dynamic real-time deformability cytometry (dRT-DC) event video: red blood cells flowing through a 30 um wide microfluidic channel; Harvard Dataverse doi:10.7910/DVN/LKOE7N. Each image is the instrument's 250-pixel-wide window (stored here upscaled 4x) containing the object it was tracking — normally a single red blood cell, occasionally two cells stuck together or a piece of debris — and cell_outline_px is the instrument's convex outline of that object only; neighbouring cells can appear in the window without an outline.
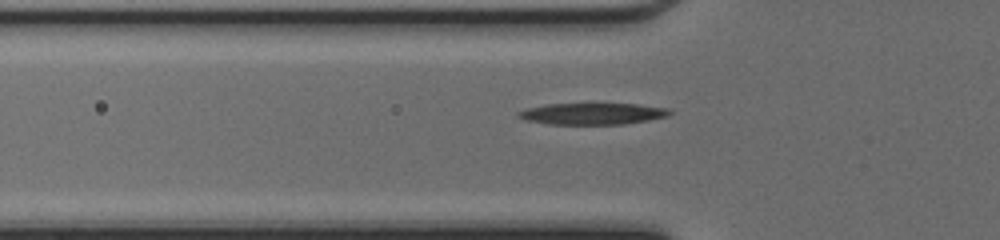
{"species": "common noctule bat (a hibernating species)", "species_latin": "Nyctalus noctula", "temperature_condition": "cold", "stored_images_in_passage": 31, "segment_of_instrument_passage": [1, 2], "camera_frame_rate_fps": 3000, "um_per_image_px": 0.085, "animal": {"sex": "female", "body_mass_g": 17.0, "forearm_length_mm": 48.0}, "frame": {"image": 1, "passage_image": 4, "time_ms": 1.0, "image_size_px": [1000, 240], "cell_outline_px": [[672, 112], [668, 116], [648, 120], [624, 124], [548, 124], [528, 120], [516, 116], [516, 112], [528, 108], [544, 104], [636, 104], [668, 108]], "centroid_in_image_um": [50.35, 9.66], "position_along_channel_um": 75.4, "area_um2": 18.84}}
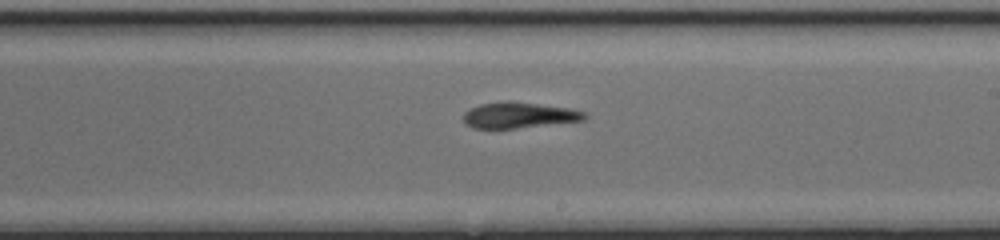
{"frame": {"image": 2, "passage_image": 16, "time_ms": 5.0, "image_size_px": [1000, 240], "cell_outline_px": [[588, 116], [584, 120], [516, 128], [472, 128], [464, 124], [464, 112], [480, 104], [536, 104], [568, 108], [584, 112]], "centroid_in_image_um": [44.11, 9.84], "position_along_channel_um": 244.9, "area_um2": 17.22}}
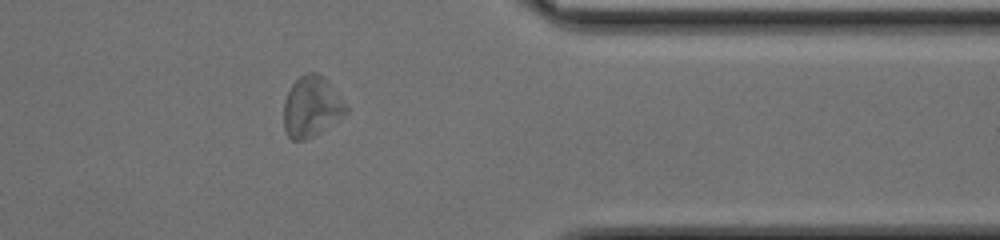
{"frame": {"image": 3, "passage_image": 27, "time_ms": 8.667, "image_size_px": [1000, 240], "cell_outline_px": [[348, 112], [312, 136], [304, 140], [292, 140], [288, 136], [284, 128], [284, 104], [288, 92], [292, 84], [300, 76], [308, 72], [316, 72], [324, 76], [328, 80], [348, 108]], "centroid_in_image_um": [26.46, 9.04], "position_along_channel_um": 384.9, "area_um2": 21.62}}